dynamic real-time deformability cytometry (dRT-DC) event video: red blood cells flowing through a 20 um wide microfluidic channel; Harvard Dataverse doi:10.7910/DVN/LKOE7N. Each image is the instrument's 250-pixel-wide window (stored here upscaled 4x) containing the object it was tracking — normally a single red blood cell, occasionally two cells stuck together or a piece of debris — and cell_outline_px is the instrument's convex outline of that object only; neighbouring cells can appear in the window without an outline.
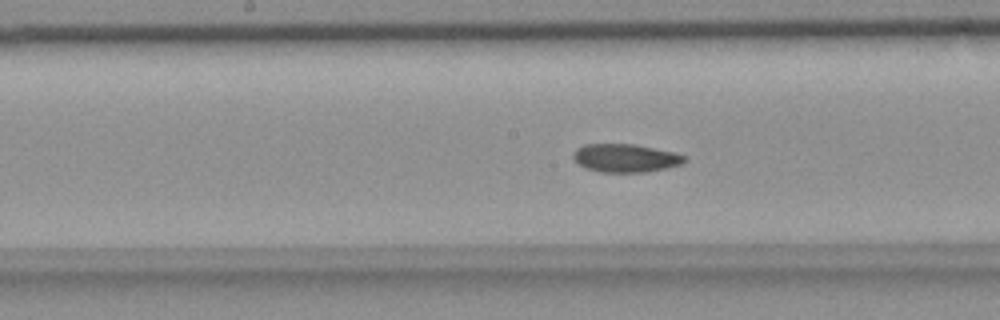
{"species": "common noctule bat (a hibernating species)", "species_latin": "Nyctalus noctula", "temperature_condition": "room temperature", "stored_images_in_passage": 47, "camera_frame_rate_fps": 3000, "um_per_image_px": 0.085, "animal": {"sex": "female", "body_mass_g": 18.4}, "frame": {"image": 1, "passage_image": 26, "time_ms": 8.333, "image_size_px": [1000, 320], "cell_outline_px": [[688, 160], [680, 164], [664, 168], [644, 172], [600, 172], [584, 168], [572, 156], [572, 152], [576, 148], [584, 144], [636, 144], [676, 152], [684, 156]], "centroid_in_image_um": [53.15, 13.42], "position_along_channel_um": 195.1, "area_um2": 18.38}}
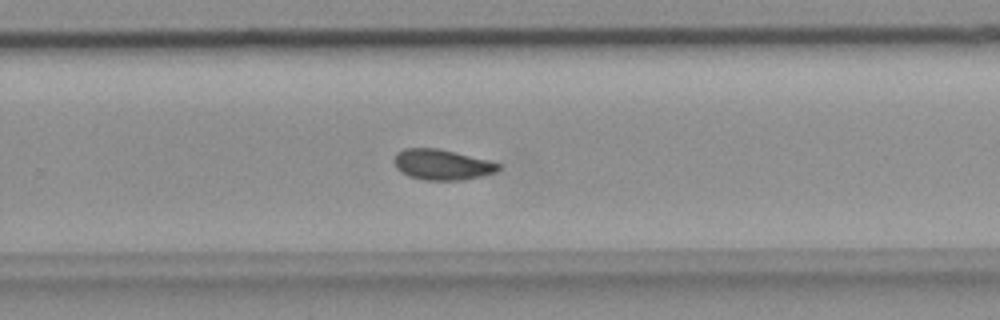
{"frame": {"image": 2, "passage_image": 34, "time_ms": 11.0, "image_size_px": [1000, 320], "cell_outline_px": [[500, 168], [496, 172], [480, 176], [460, 180], [424, 180], [408, 176], [400, 172], [396, 168], [392, 160], [396, 152], [404, 148], [436, 148], [488, 160], [500, 164]], "centroid_in_image_um": [37.5, 13.99], "position_along_channel_um": 292.3, "area_um2": 18.55}}
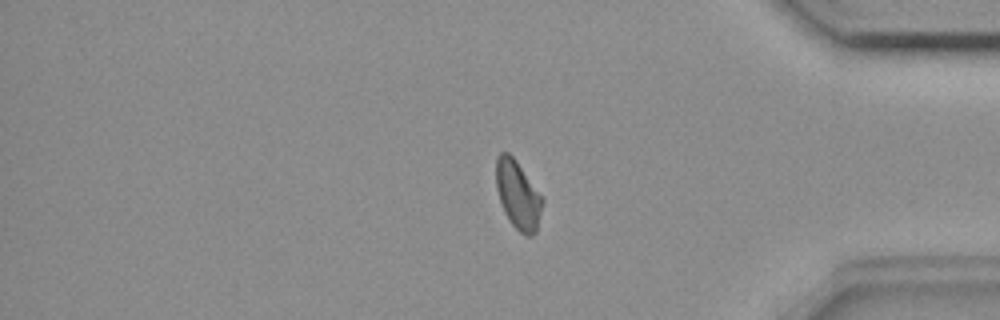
{"frame": {"image": 3, "passage_image": 44, "time_ms": 14.333, "image_size_px": [1000, 320], "cell_outline_px": [[544, 200], [536, 232], [532, 236], [524, 236], [512, 224], [504, 212], [496, 188], [496, 156], [500, 152], [508, 152], [516, 160]], "centroid_in_image_um": [44.01, 16.57], "position_along_channel_um": 391.2, "area_um2": 18.32}}